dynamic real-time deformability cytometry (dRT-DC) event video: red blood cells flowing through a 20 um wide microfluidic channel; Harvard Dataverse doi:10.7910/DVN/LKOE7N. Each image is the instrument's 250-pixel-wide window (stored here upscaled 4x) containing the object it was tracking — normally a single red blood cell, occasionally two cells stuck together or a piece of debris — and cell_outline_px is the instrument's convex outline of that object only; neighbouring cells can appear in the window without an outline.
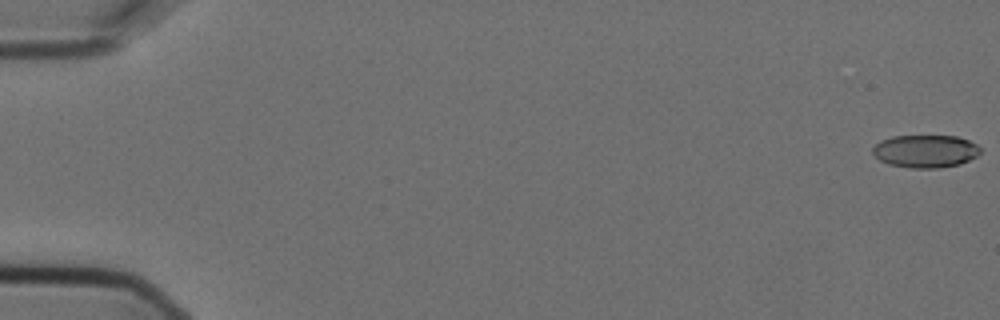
{"species": "Egyptian fruit bat (a non-hibernating species)", "species_latin": "Rousettus aegyptiacus", "temperature_condition": "cold", "stored_images_in_passage": 7, "camera_frame_rate_fps": 3000, "um_per_image_px": 0.085, "animal": {"sex": "female"}, "frame": {"image": 1, "passage_image": 1, "time_ms": 0.0, "image_size_px": [1000, 320], "cell_outline_px": [[980, 152], [976, 156], [960, 164], [936, 168], [912, 168], [888, 164], [880, 160], [872, 152], [872, 148], [880, 140], [892, 136], [956, 136], [968, 140], [976, 144], [980, 148]], "centroid_in_image_um": [78.64, 12.85], "position_along_channel_um": 6.4, "area_um2": 20.46}}
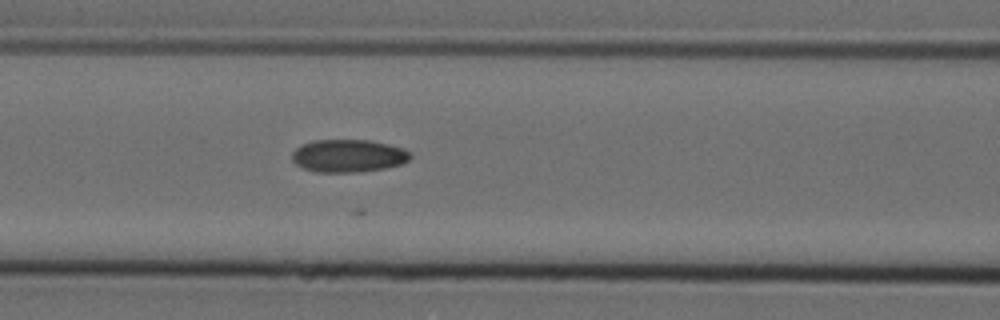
{"frame": {"image": 2, "passage_image": 7, "time_ms": 2.0, "image_size_px": [1000, 320], "cell_outline_px": [[412, 156], [408, 160], [400, 164], [388, 168], [360, 172], [316, 172], [300, 168], [292, 160], [292, 152], [296, 148], [312, 140], [368, 140], [388, 144], [404, 148], [412, 152]], "centroid_in_image_um": [29.62, 13.25], "position_along_channel_um": 137.0, "area_um2": 22.83}}